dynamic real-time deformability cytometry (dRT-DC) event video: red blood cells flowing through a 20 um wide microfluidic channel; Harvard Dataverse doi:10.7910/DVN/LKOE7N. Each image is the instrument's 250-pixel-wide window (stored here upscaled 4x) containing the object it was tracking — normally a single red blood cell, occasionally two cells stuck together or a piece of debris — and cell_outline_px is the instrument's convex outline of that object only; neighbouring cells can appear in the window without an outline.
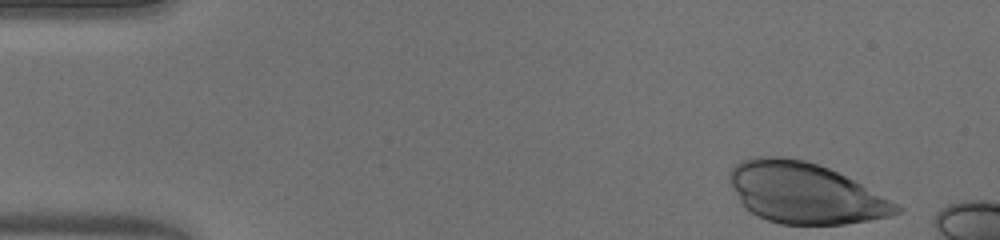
{"species": "human", "species_latin": "Homo sapiens", "temperature_condition": "warm", "stored_images_in_passage": 41, "camera_frame_rate_fps": 3000, "um_per_image_px": 0.085, "donor": {"sex": "male"}, "frame": {"image": 1, "passage_image": 1, "time_ms": 0.0, "image_size_px": [1000, 240], "cell_outline_px": [[904, 208], [900, 212], [888, 216], [868, 220], [844, 224], [780, 224], [756, 216], [740, 200], [728, 180], [728, 172], [736, 164], [744, 160], [756, 156], [780, 156], [804, 160], [828, 168], [860, 184]], "centroid_in_image_um": [68.38, 16.41], "position_along_channel_um": 16.6, "area_um2": 58.2}}
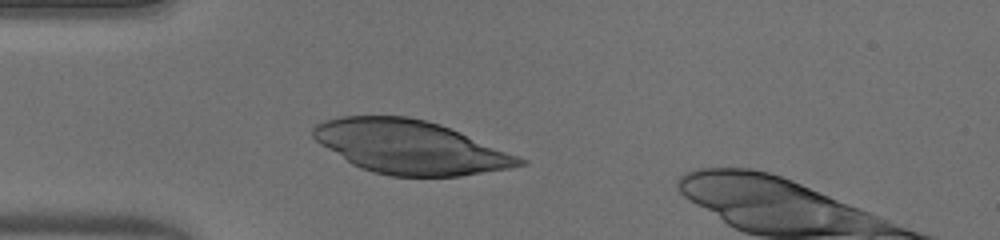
{"frame": {"image": 2, "passage_image": 11, "time_ms": 3.333, "image_size_px": [1000, 240], "cell_outline_px": [[528, 164], [508, 168], [460, 176], [392, 176], [372, 172], [360, 168], [352, 164], [320, 144], [312, 136], [312, 128], [316, 124], [324, 120], [340, 116], [408, 116], [440, 124], [528, 160]], "centroid_in_image_um": [34.83, 12.5], "position_along_channel_um": 50.2, "area_um2": 63.93}}